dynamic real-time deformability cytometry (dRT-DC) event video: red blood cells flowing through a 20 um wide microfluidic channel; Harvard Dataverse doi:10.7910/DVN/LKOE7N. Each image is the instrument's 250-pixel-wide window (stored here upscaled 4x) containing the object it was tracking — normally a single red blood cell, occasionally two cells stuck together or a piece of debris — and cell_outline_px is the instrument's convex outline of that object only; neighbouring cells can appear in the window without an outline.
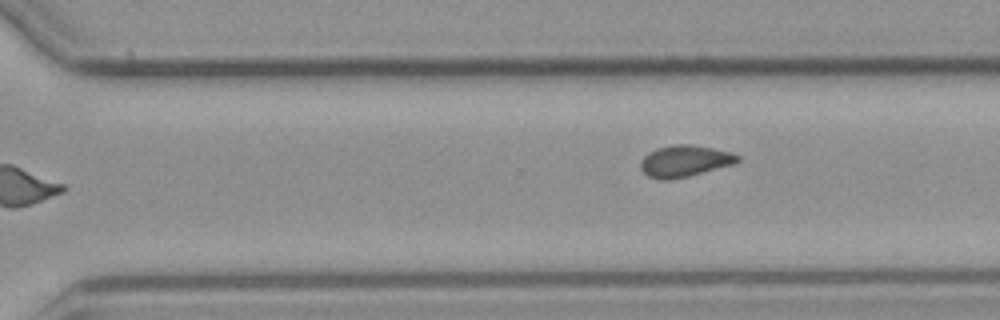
{"species": "common noctule bat (a hibernating species)", "species_latin": "Nyctalus noctula", "temperature_condition": "cold", "stored_images_in_passage": 11, "camera_frame_rate_fps": 3000, "um_per_image_px": 0.085, "animal": {"sex": "male", "body_mass_g": 23.1, "forearm_length_mm": 52.7}, "frame": {"image": 1, "passage_image": 11, "time_ms": 13.0, "image_size_px": [1000, 320], "cell_outline_px": [[740, 160], [736, 164], [688, 176], [668, 180], [660, 180], [648, 176], [640, 168], [640, 160], [648, 152], [656, 148], [676, 144], [692, 144], [712, 148], [728, 152], [740, 156]], "centroid_in_image_um": [58.18, 13.69], "position_along_channel_um": 312.4, "area_um2": 17.92}}